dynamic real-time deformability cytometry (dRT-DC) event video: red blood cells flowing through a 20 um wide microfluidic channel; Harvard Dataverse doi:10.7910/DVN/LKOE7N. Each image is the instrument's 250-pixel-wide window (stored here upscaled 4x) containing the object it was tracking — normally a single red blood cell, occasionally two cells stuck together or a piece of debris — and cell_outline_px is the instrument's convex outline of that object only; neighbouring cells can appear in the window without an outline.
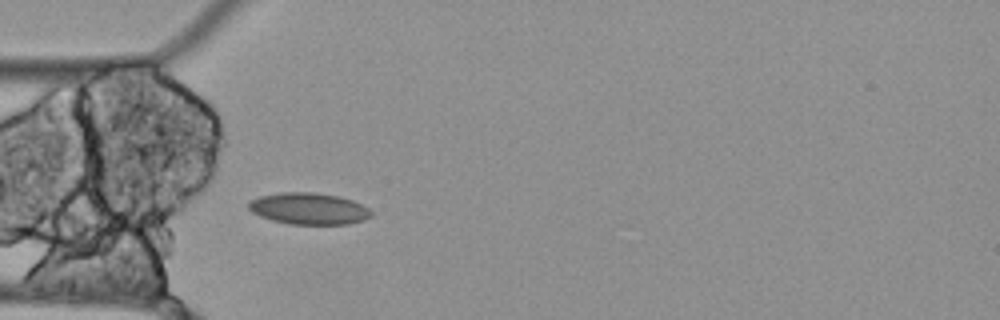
{"species": "Egyptian fruit bat (a non-hibernating species)", "species_latin": "Rousettus aegyptiacus", "temperature_condition": "cold", "stored_images_in_passage": 26, "camera_frame_rate_fps": 3000, "um_per_image_px": 0.085, "animal": {"sex": "female"}, "frame": {"image": 1, "passage_image": 1, "time_ms": 0.0, "image_size_px": [1000, 320], "cell_outline_px": [[372, 216], [364, 220], [348, 224], [288, 224], [272, 220], [260, 216], [252, 212], [248, 208], [248, 200], [260, 196], [280, 192], [312, 192], [340, 196], [352, 200], [368, 208], [372, 212]], "centroid_in_image_um": [26.23, 17.73], "position_along_channel_um": 58.8, "area_um2": 22.72}}
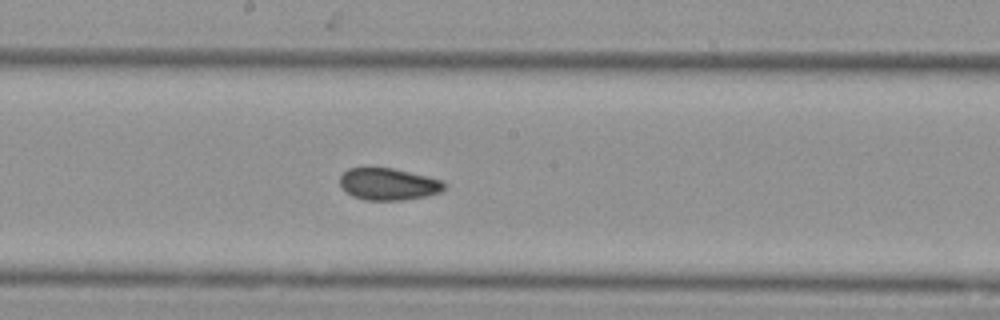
{"frame": {"image": 2, "passage_image": 14, "time_ms": 4.333, "image_size_px": [1000, 320], "cell_outline_px": [[448, 184], [440, 192], [424, 196], [400, 200], [364, 200], [352, 196], [340, 188], [340, 176], [348, 168], [392, 168], [428, 176], [444, 180]], "centroid_in_image_um": [33.01, 15.65], "position_along_channel_um": 215.2, "area_um2": 19.54}}
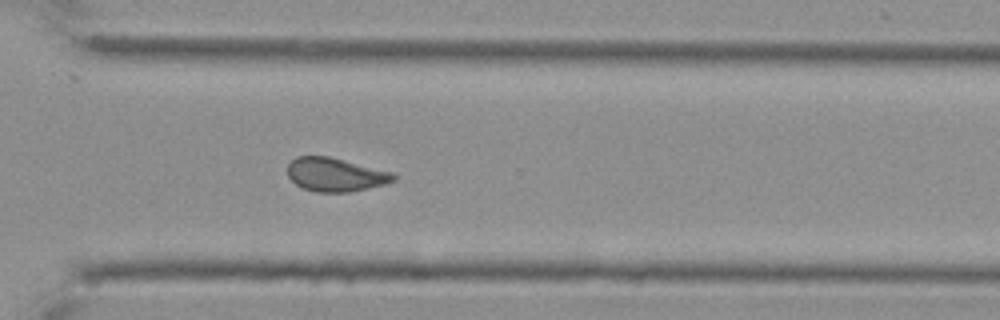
{"frame": {"image": 3, "passage_image": 25, "time_ms": 8.0, "image_size_px": [1000, 320], "cell_outline_px": [[396, 180], [384, 184], [348, 192], [316, 192], [304, 188], [296, 184], [288, 176], [288, 164], [296, 156], [328, 156], [396, 172]], "centroid_in_image_um": [28.54, 14.83], "position_along_channel_um": 342.1, "area_um2": 20.81}}